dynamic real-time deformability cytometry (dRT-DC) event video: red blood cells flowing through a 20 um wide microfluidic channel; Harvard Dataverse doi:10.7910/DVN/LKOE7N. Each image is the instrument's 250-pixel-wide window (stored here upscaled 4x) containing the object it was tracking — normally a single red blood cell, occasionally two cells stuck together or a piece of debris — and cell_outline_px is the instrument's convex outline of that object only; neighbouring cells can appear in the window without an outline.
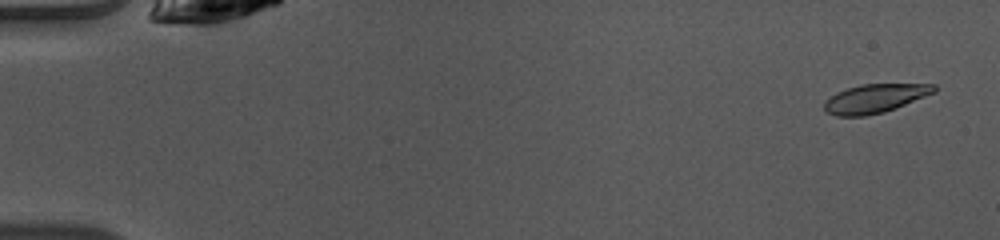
{"species": "common noctule bat (a hibernating species)", "species_latin": "Nyctalus noctula", "temperature_condition": "warm", "stored_images_in_passage": 49, "camera_frame_rate_fps": 3000, "um_per_image_px": 0.085, "animal": {"sex": "female", "body_mass_g": 10.0, "forearm_length_mm": 53.1}, "frame": {"image": 1, "passage_image": 2, "time_ms": 0.333, "image_size_px": [1000, 240], "cell_outline_px": [[936, 92], [896, 108], [884, 112], [864, 116], [836, 116], [828, 112], [824, 108], [824, 104], [836, 92], [860, 84], [936, 84]], "centroid_in_image_um": [74.41, 8.36], "position_along_channel_um": 10.6, "area_um2": 18.26}}
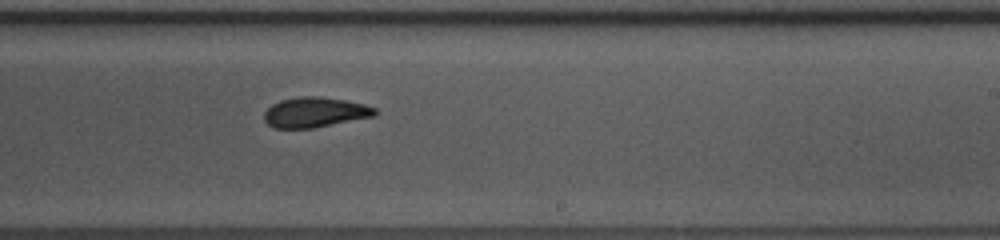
{"frame": {"image": 2, "passage_image": 30, "time_ms": 9.667, "image_size_px": [1000, 240], "cell_outline_px": [[376, 116], [312, 128], [272, 128], [264, 120], [264, 112], [272, 104], [280, 100], [300, 96], [320, 96], [344, 100], [364, 104], [376, 108]], "centroid_in_image_um": [26.75, 9.54], "position_along_channel_um": 262.2, "area_um2": 19.48}}
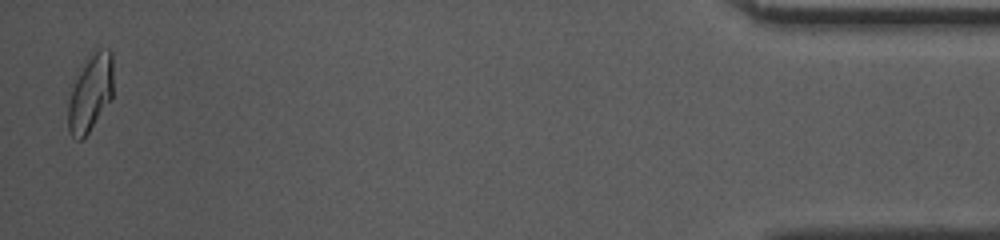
{"frame": {"image": 3, "passage_image": 48, "time_ms": 15.667, "image_size_px": [1000, 240], "cell_outline_px": [[112, 96], [88, 132], [80, 140], [76, 140], [68, 132], [68, 84], [88, 60], [100, 48], [108, 48], [112, 52]], "centroid_in_image_um": [7.62, 7.9], "position_along_channel_um": 427.6, "area_um2": 20.23}, "authors_computed_cell_mechanics": {"area_um2": 19.7098, "velocity_mm_per_s": 4.0977, "shape_relaxation_time_tau1_ms": 2.8651, "shape_relaxation_time_tau2_ms": 2.7719, "deformation_change_tau1": 0.1349, "deformation_change_tau2": 0.1033}}